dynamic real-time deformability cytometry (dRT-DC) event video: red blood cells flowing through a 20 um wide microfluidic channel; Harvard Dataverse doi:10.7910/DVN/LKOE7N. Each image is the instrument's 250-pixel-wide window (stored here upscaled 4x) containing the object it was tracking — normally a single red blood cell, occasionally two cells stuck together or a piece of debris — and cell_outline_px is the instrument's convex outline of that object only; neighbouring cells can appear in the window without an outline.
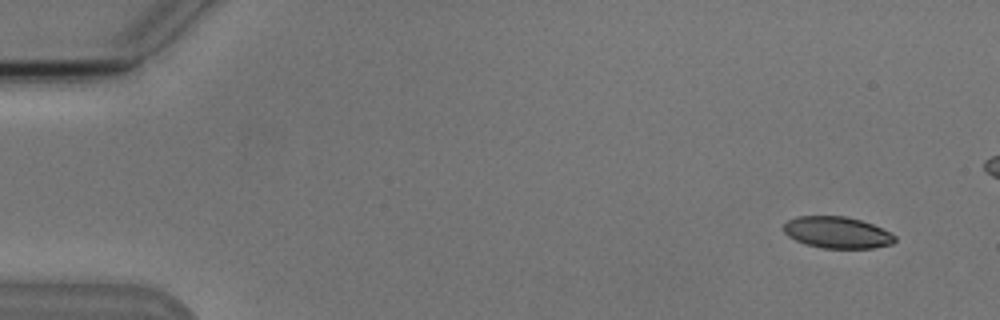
{"species": "Egyptian fruit bat (a non-hibernating species)", "species_latin": "Rousettus aegyptiacus", "temperature_condition": "cold", "stored_images_in_passage": 5, "camera_frame_rate_fps": 3000, "um_per_image_px": 0.085, "animal": {"sex": "male"}, "frame": {"image": 1, "passage_image": 1, "time_ms": 0.0, "image_size_px": [1000, 320], "cell_outline_px": [[896, 240], [892, 244], [872, 248], [824, 248], [804, 244], [788, 236], [780, 228], [788, 220], [796, 216], [844, 216], [860, 220], [872, 224], [896, 236]], "centroid_in_image_um": [71.11, 19.76], "position_along_channel_um": 13.9, "area_um2": 20.46}}